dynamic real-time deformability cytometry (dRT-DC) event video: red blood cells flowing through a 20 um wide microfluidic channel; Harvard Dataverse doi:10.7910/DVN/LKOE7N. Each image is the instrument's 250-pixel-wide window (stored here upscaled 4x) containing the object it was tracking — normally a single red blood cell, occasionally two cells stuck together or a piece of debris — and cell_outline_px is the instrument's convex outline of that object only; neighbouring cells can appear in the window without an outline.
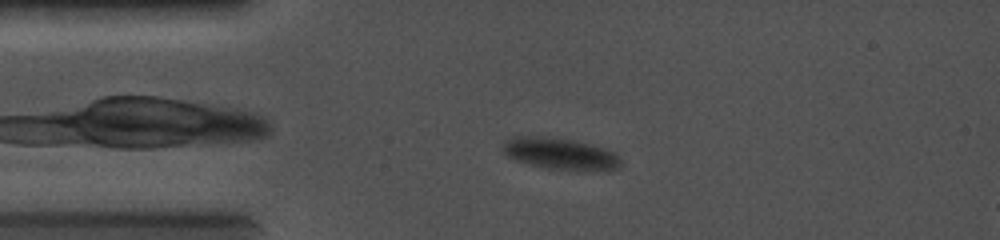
{"species": "common noctule bat (a hibernating species)", "species_latin": "Nyctalus noctula", "temperature_condition": "cold", "stored_images_in_passage": 35, "camera_frame_rate_fps": 5000, "um_per_image_px": 0.085, "animal": {"sex": "female", "body_mass_g": 19.0, "forearm_length_mm": 56.7}, "frame": {"image": 1, "passage_image": 6, "time_ms": 1.0, "image_size_px": [1000, 240], "cell_outline_px": [[620, 168], [584, 172], [572, 172], [548, 168], [516, 160], [508, 156], [500, 148], [504, 140], [512, 136], [544, 136], [572, 140], [604, 148], [612, 152], [620, 160]], "centroid_in_image_um": [47.58, 13.08], "position_along_channel_um": 37.4, "area_um2": 21.96}}
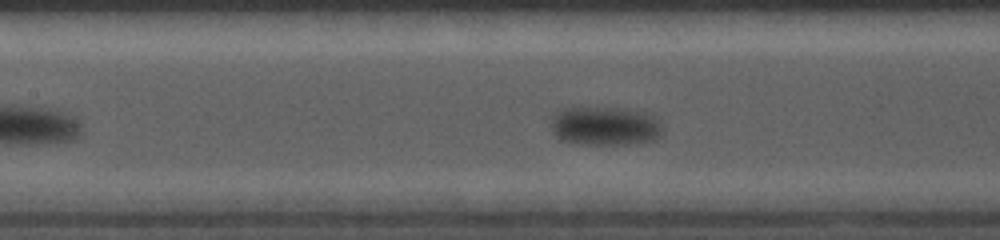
{"frame": {"image": 2, "passage_image": 22, "time_ms": 4.4, "image_size_px": [1000, 240], "cell_outline_px": [[664, 128], [660, 136], [656, 140], [628, 144], [580, 144], [560, 140], [552, 132], [552, 116], [556, 112], [572, 104], [624, 108], [652, 112]], "centroid_in_image_um": [51.43, 10.65], "position_along_channel_um": 156.0, "area_um2": 26.59}}
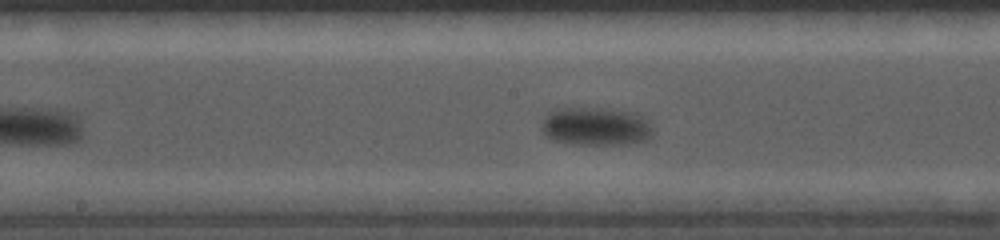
{"frame": {"image": 3, "passage_image": 27, "time_ms": 5.4, "image_size_px": [1000, 240], "cell_outline_px": [[652, 136], [644, 140], [628, 144], [572, 144], [552, 140], [544, 136], [540, 128], [544, 116], [552, 108], [612, 108], [640, 112], [648, 120], [652, 128]], "centroid_in_image_um": [50.63, 10.72], "position_along_channel_um": 197.6, "area_um2": 25.61}}